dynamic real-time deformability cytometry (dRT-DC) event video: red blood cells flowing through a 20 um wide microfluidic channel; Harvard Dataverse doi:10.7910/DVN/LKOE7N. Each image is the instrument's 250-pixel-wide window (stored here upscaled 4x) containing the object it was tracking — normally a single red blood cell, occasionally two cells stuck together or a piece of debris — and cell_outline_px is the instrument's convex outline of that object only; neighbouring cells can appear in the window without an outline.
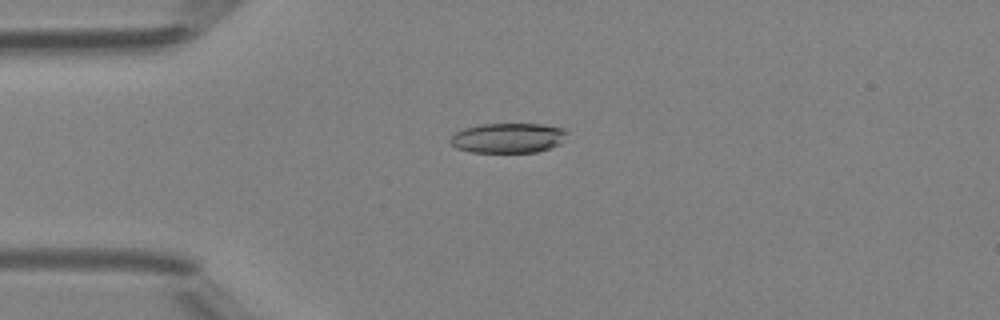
{"species": "Egyptian fruit bat (a non-hibernating species)", "species_latin": "Rousettus aegyptiacus", "temperature_condition": "room temperature", "stored_images_in_passage": 46, "camera_frame_rate_fps": 3000, "um_per_image_px": 0.085, "animal": {"sex": "female"}, "frame": {"image": 1, "passage_image": 11, "time_ms": 3.333, "image_size_px": [1000, 320], "cell_outline_px": [[568, 132], [560, 144], [536, 152], [472, 152], [456, 148], [448, 140], [456, 132], [464, 128], [480, 124], [540, 124], [564, 128]], "centroid_in_image_um": [43.18, 11.72], "position_along_channel_um": 41.8, "area_um2": 20.29}}
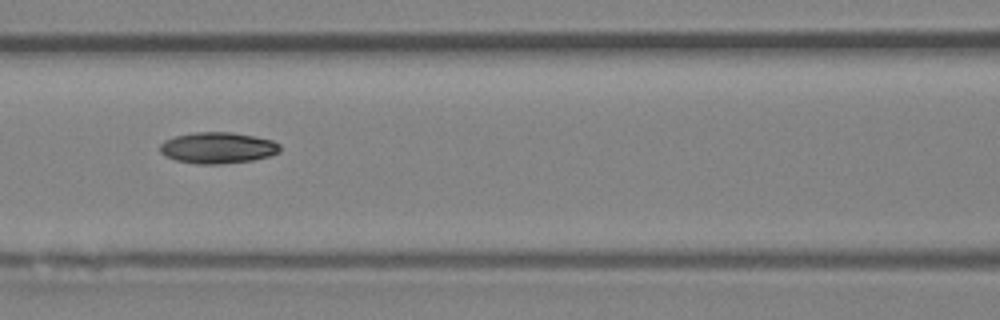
{"frame": {"image": 2, "passage_image": 20, "time_ms": 6.333, "image_size_px": [1000, 320], "cell_outline_px": [[280, 152], [268, 156], [252, 160], [220, 164], [196, 164], [176, 160], [164, 156], [160, 152], [160, 144], [164, 140], [176, 136], [196, 132], [232, 132], [256, 136], [272, 140], [280, 144]], "centroid_in_image_um": [18.5, 12.56], "position_along_channel_um": 148.1, "area_um2": 21.91}}
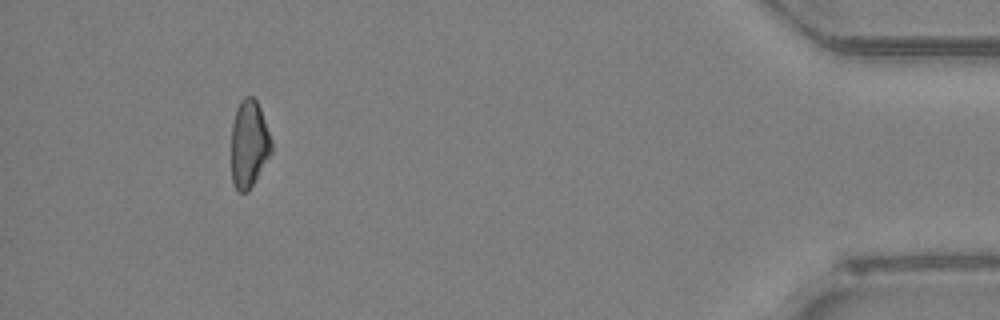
{"frame": {"image": 3, "passage_image": 43, "time_ms": 14.0, "image_size_px": [1000, 320], "cell_outline_px": [[272, 152], [248, 192], [236, 192], [232, 184], [232, 124], [236, 108], [240, 100], [244, 96], [252, 96], [256, 100], [260, 108], [272, 140]], "centroid_in_image_um": [21.16, 12.24], "position_along_channel_um": 414.0, "area_um2": 20.58}, "authors_computed_cell_mechanics": {"area_um2": 21.4438, "velocity_mm_per_s": 4.3465, "shape_relaxation_time_tau1_ms": 4.8032, "shape_relaxation_time_tau2_ms": null, "deformation_change_tau1": 0.1388, "deformation_change_tau2": null}}